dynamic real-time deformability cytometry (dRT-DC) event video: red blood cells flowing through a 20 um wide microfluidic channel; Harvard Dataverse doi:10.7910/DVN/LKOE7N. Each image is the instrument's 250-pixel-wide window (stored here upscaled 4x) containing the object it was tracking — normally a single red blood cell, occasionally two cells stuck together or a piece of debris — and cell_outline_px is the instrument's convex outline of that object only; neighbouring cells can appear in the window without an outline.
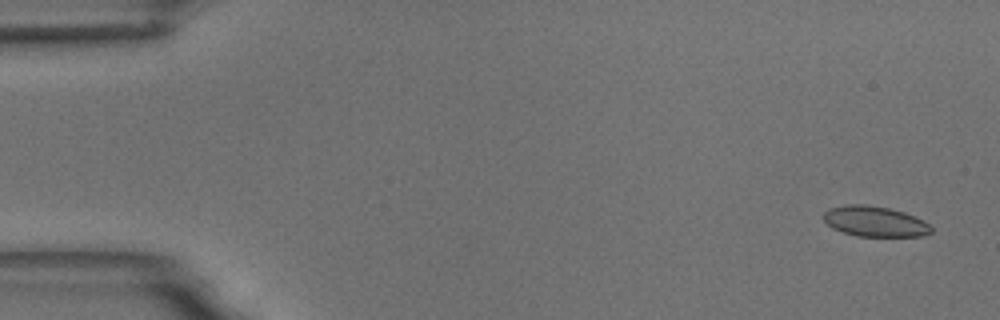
{"species": "common noctule bat (a hibernating species)", "species_latin": "Nyctalus noctula", "temperature_condition": "room temperature", "stored_images_in_passage": 5, "camera_frame_rate_fps": 3000, "um_per_image_px": 0.085, "animal": {"sex": "male", "body_mass_g": 18.8}, "frame": {"image": 1, "passage_image": 1, "time_ms": 0.0, "image_size_px": [1000, 320], "cell_outline_px": [[932, 232], [924, 236], [856, 236], [832, 228], [824, 220], [824, 212], [828, 208], [848, 204], [868, 204], [888, 208], [904, 212], [916, 216], [924, 220], [932, 228]], "centroid_in_image_um": [74.38, 18.81], "position_along_channel_um": 10.6, "area_um2": 19.19}}
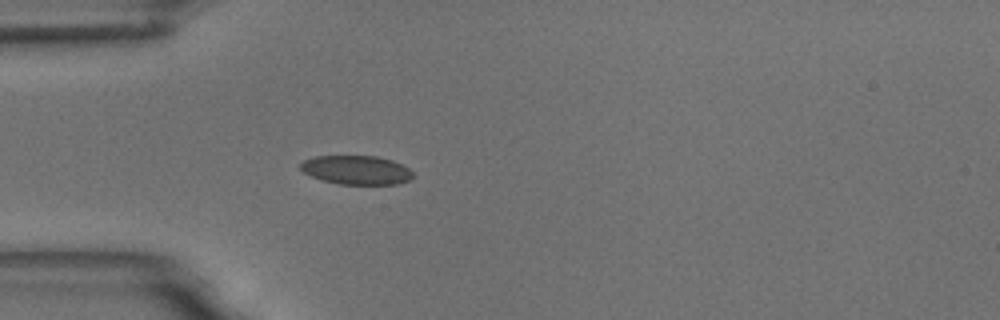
{"frame": {"image": 2, "passage_image": 5, "time_ms": 4.667, "image_size_px": [1000, 320], "cell_outline_px": [[416, 176], [412, 180], [396, 184], [340, 184], [320, 180], [304, 172], [300, 168], [300, 164], [304, 160], [316, 156], [376, 156], [392, 160], [408, 168]], "centroid_in_image_um": [30.32, 14.45], "position_along_channel_um": 54.7, "area_um2": 19.02}}